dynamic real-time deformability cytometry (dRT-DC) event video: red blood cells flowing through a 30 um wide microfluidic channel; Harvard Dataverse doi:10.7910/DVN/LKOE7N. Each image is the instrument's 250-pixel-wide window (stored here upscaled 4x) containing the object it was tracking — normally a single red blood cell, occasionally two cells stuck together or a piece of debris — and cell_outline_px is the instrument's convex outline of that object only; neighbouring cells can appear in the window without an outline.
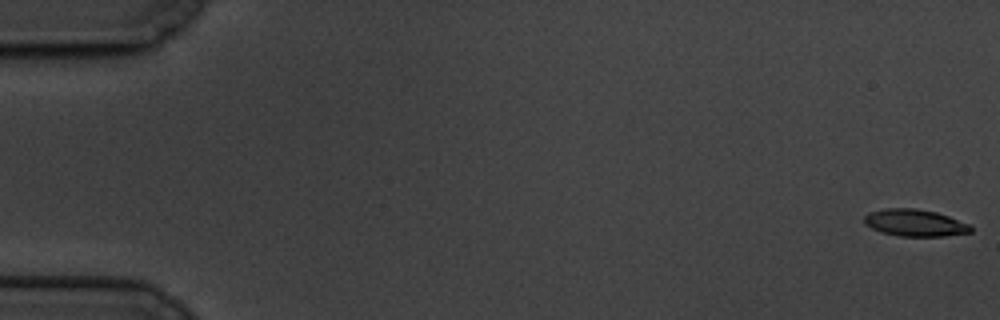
{"species": "common noctule bat (a hibernating species)", "species_latin": "Nyctalus noctula", "temperature_condition": "cold", "stored_images_in_passage": 61, "camera_frame_rate_fps": 3000, "um_per_image_px": 0.085, "animal": {"sex": "male", "body_mass_g": 19.5, "forearm_length_mm": 54.6}, "frame": {"image": 1, "passage_image": 1, "time_ms": 0.0, "image_size_px": [1000, 320], "cell_outline_px": [[972, 232], [944, 236], [900, 236], [880, 232], [864, 224], [864, 216], [868, 212], [888, 208], [916, 208], [936, 212], [948, 216], [968, 224], [972, 228]], "centroid_in_image_um": [77.73, 18.94], "position_along_channel_um": 7.3, "area_um2": 16.7}}
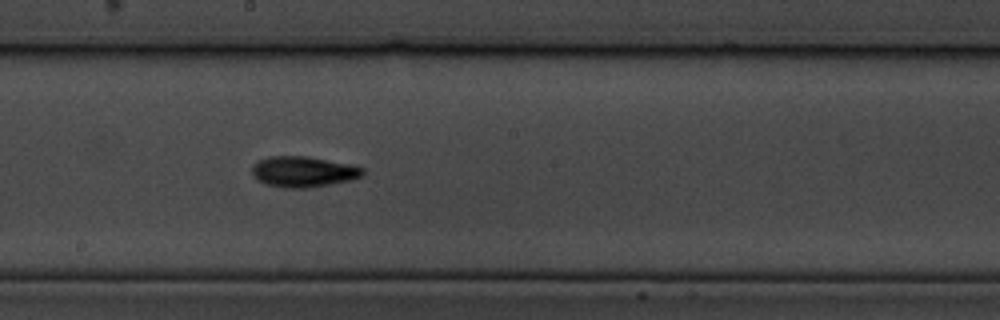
{"frame": {"image": 2, "passage_image": 34, "time_ms": 11.0, "image_size_px": [1000, 320], "cell_outline_px": [[364, 172], [360, 176], [348, 180], [328, 184], [304, 188], [284, 188], [264, 184], [256, 180], [252, 176], [252, 164], [260, 160], [272, 156], [308, 156], [348, 164], [364, 168]], "centroid_in_image_um": [25.7, 14.59], "position_along_channel_um": 222.5, "area_um2": 19.65}}
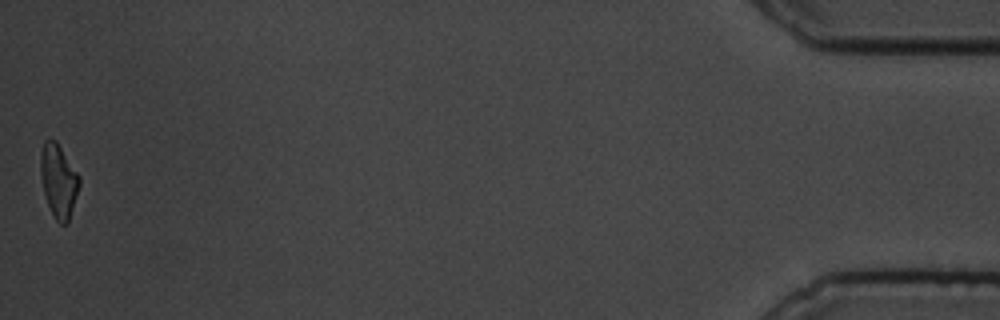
{"frame": {"image": 3, "passage_image": 61, "time_ms": 20.0, "image_size_px": [1000, 320], "cell_outline_px": [[80, 184], [68, 224], [60, 224], [56, 220], [48, 204], [44, 192], [40, 172], [40, 152], [44, 140], [56, 140], [80, 176]], "centroid_in_image_um": [4.98, 15.35], "position_along_channel_um": 430.2, "area_um2": 16.53}, "authors_computed_cell_mechanics": {"area_um2": 17.5712, "velocity_mm_per_s": 3.3291, "shape_relaxation_time_tau1_ms": 3.5487, "shape_relaxation_time_tau2_ms": 9.0005, "deformation_change_tau1": 0.1397, "deformation_change_tau2": 0.1745}}